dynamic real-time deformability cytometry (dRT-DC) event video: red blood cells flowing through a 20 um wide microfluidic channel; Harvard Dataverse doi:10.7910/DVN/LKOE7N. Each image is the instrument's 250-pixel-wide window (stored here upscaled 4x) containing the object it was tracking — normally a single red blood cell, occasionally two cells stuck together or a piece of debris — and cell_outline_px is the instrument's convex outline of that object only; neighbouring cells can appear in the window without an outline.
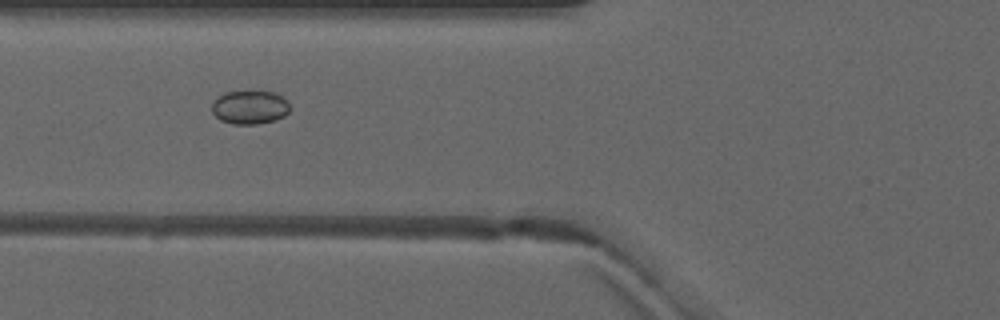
{"species": "common noctule bat (a hibernating species)", "species_latin": "Nyctalus noctula", "temperature_condition": "warm", "stored_images_in_passage": 6, "segment_of_instrument_passage": [2, 2], "camera_frame_rate_fps": 3000, "um_per_image_px": 0.085, "animal": {"sex": "male", "forearm_length_mm": 52.5}, "frame": {"image": 1, "passage_image": 6, "time_ms": 6.0, "image_size_px": [1000, 320], "cell_outline_px": [[292, 108], [284, 116], [272, 120], [256, 124], [232, 124], [220, 120], [212, 112], [212, 104], [216, 96], [228, 92], [276, 92], [284, 96], [288, 100]], "centroid_in_image_um": [21.26, 9.11], "position_along_channel_um": 104.5, "area_um2": 15.37}}